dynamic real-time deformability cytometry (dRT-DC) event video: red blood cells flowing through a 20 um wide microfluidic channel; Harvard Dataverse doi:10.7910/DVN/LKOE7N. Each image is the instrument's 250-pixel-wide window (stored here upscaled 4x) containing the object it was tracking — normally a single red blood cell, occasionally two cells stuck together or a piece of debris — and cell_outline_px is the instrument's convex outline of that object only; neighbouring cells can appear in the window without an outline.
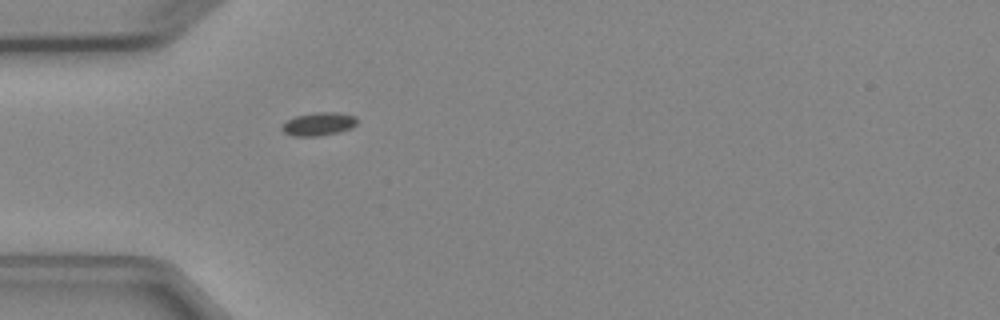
{"species": "Egyptian fruit bat (a non-hibernating species)", "species_latin": "Rousettus aegyptiacus", "temperature_condition": "cold", "stored_images_in_passage": 4, "camera_frame_rate_fps": 3000, "um_per_image_px": 0.085, "animal": {"sex": "female"}, "frame": {"image": 1, "passage_image": 4, "time_ms": 4.333, "image_size_px": [1000, 320], "cell_outline_px": [[356, 124], [352, 128], [336, 132], [316, 136], [292, 136], [284, 132], [280, 128], [280, 124], [296, 116], [312, 112], [336, 112], [356, 116]], "centroid_in_image_um": [27.04, 10.53], "position_along_channel_um": 58.0, "area_um2": 10.17}}